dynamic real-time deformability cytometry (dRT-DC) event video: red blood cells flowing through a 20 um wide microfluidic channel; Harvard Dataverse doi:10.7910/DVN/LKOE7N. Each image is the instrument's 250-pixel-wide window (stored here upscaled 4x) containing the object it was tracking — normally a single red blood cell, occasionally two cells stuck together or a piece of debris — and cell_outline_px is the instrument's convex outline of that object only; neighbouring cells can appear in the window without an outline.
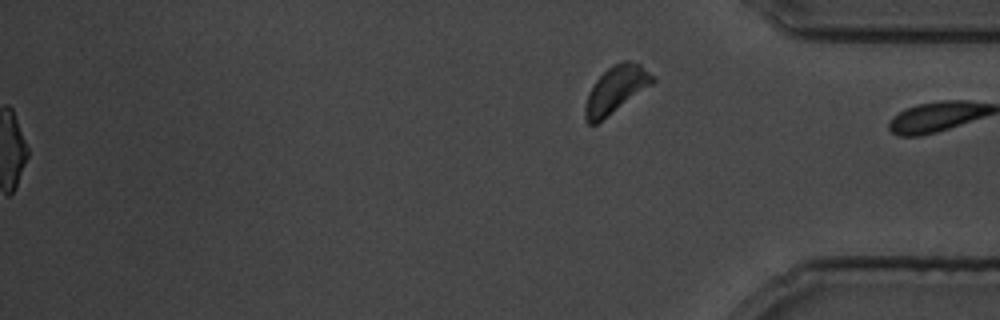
{"species": "common noctule bat (a hibernating species)", "species_latin": "Nyctalus noctula", "temperature_condition": "cold", "stored_images_in_passage": 92, "segment_of_instrument_passage": [2, 2], "camera_frame_rate_fps": 3000, "um_per_image_px": 0.085, "animal": {"sex": "male", "body_mass_g": 19.5, "forearm_length_mm": 54.6}, "frame": {"image": 1, "passage_image": 92, "time_ms": 30.333, "image_size_px": [1000, 320], "cell_outline_px": [[656, 80], [652, 84], [596, 124], [588, 124], [584, 116], [584, 108], [588, 92], [592, 84], [612, 64], [624, 60], [628, 60], [640, 64]], "centroid_in_image_um": [52.31, 7.6], "position_along_channel_um": 382.9, "area_um2": 18.15}}